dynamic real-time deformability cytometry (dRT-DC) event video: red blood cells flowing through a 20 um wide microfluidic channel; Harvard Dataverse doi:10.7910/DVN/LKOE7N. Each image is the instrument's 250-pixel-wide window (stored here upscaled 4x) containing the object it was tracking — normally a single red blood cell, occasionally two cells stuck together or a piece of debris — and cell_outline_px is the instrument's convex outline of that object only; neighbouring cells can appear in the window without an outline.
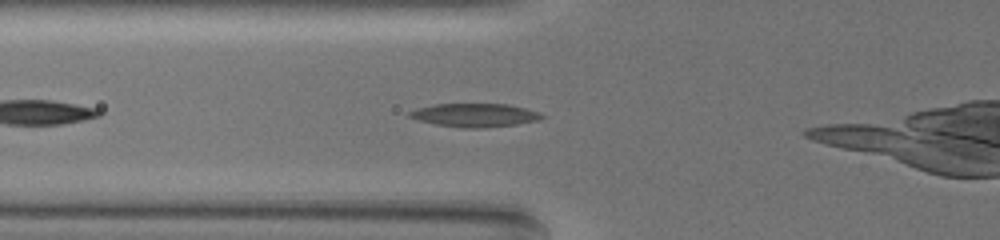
{"species": "common noctule bat (a hibernating species)", "species_latin": "Nyctalus noctula", "temperature_condition": "warm", "stored_images_in_passage": 35, "camera_frame_rate_fps": 3000, "um_per_image_px": 0.085, "animal": {"sex": "female", "body_mass_g": 19.5, "forearm_length_mm": 54.1}, "frame": {"image": 1, "passage_image": 6, "time_ms": 1.667, "image_size_px": [1000, 240], "cell_outline_px": [[544, 116], [540, 120], [516, 124], [484, 128], [460, 128], [436, 124], [420, 120], [408, 116], [408, 112], [420, 108], [436, 104], [508, 104], [524, 108], [536, 112]], "centroid_in_image_um": [40.36, 9.79], "position_along_channel_um": 85.4, "area_um2": 17.8}}
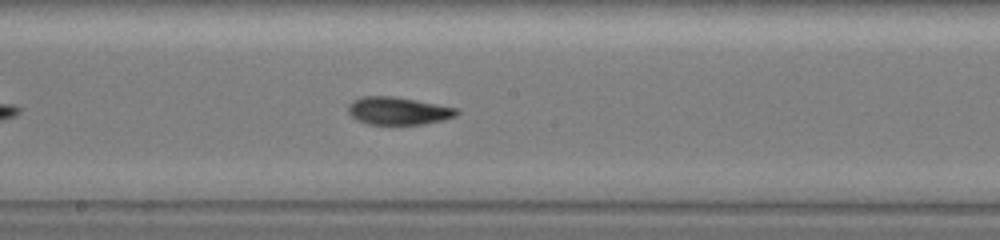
{"frame": {"image": 2, "passage_image": 17, "time_ms": 5.333, "image_size_px": [1000, 240], "cell_outline_px": [[460, 112], [456, 116], [424, 124], [368, 124], [356, 120], [348, 112], [348, 104], [352, 100], [364, 96], [392, 96], [456, 108]], "centroid_in_image_um": [33.79, 9.42], "position_along_channel_um": 214.4, "area_um2": 17.28}}
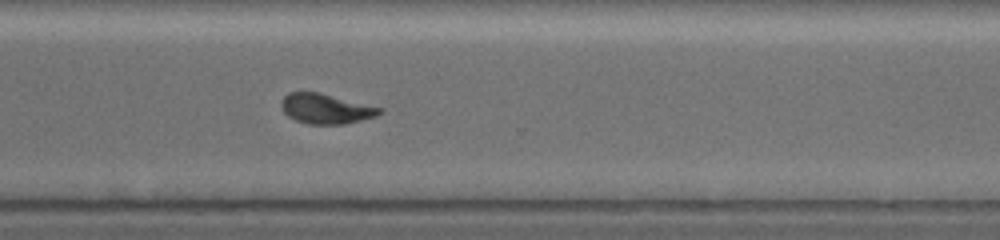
{"frame": {"image": 3, "passage_image": 28, "time_ms": 9.0, "image_size_px": [1000, 240], "cell_outline_px": [[384, 112], [376, 116], [344, 124], [308, 124], [296, 120], [288, 116], [284, 112], [280, 104], [280, 100], [288, 92], [320, 92], [380, 108]], "centroid_in_image_um": [27.65, 9.24], "position_along_channel_um": 343.0, "area_um2": 17.05}}